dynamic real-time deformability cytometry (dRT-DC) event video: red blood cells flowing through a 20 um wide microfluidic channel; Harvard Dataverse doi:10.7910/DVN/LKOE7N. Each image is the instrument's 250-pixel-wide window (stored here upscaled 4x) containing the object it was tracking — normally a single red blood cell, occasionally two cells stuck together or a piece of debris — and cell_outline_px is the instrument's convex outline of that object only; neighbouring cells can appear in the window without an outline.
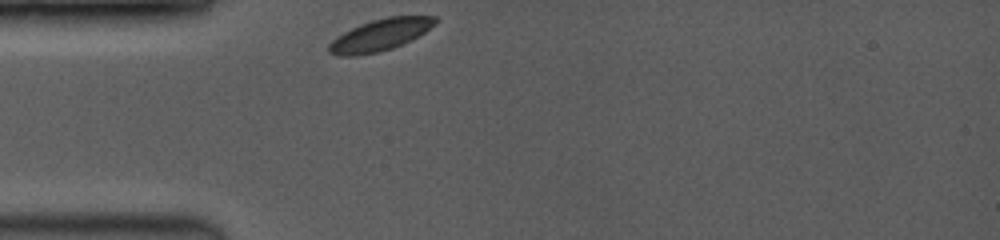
{"species": "common noctule bat (a hibernating species)", "species_latin": "Nyctalus noctula", "temperature_condition": "room temperature", "stored_images_in_passage": 38, "camera_frame_rate_fps": 3500, "um_per_image_px": 0.085, "animal": {"sex": "female", "body_mass_g": 19.0, "forearm_length_mm": 53.3}, "frame": {"image": 1, "passage_image": 1, "time_ms": 0.0, "image_size_px": [1000, 240], "cell_outline_px": [[440, 20], [436, 24], [424, 32], [392, 48], [376, 52], [356, 56], [336, 56], [328, 52], [328, 44], [336, 36], [360, 24], [372, 20], [388, 16], [436, 16]], "centroid_in_image_um": [32.28, 2.96], "position_along_channel_um": 52.7, "area_um2": 19.54}}
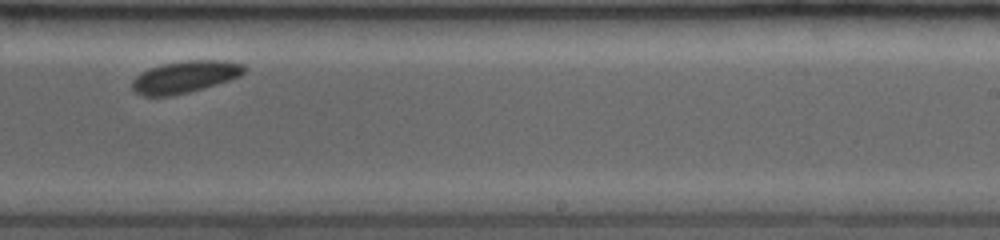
{"frame": {"image": 2, "passage_image": 18, "time_ms": 6.0, "image_size_px": [1000, 240], "cell_outline_px": [[248, 68], [240, 76], [216, 84], [188, 92], [172, 96], [144, 96], [132, 92], [132, 80], [140, 72], [148, 68], [160, 64], [184, 60], [224, 60], [244, 64]], "centroid_in_image_um": [15.69, 6.52], "position_along_channel_um": 273.3, "area_um2": 21.15}}
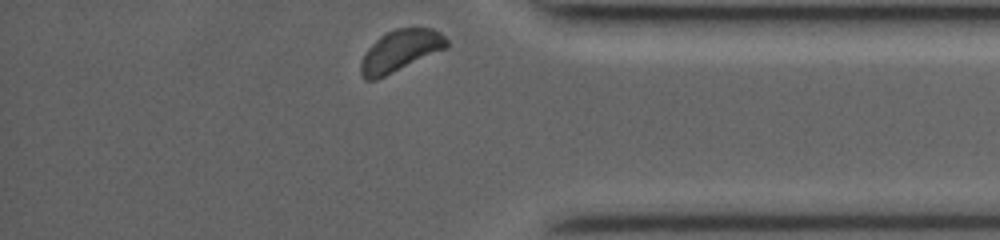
{"frame": {"image": 3, "passage_image": 37, "time_ms": 9.429, "image_size_px": [1000, 240], "cell_outline_px": [[448, 48], [376, 80], [364, 80], [360, 72], [360, 64], [368, 48], [380, 36], [396, 28], [432, 28], [440, 32], [448, 40]], "centroid_in_image_um": [34.04, 4.32], "position_along_channel_um": 401.2, "area_um2": 20.75}, "authors_computed_cell_mechanics": {"area_um2": 20.5768, "velocity_mm_per_s": 3.8422, "shape_relaxation_time_tau1_ms": 0.7669, "shape_relaxation_time_tau2_ms": 1.3202, "deformation_change_tau1": 0.0175, "deformation_change_tau2": 0.0427}}